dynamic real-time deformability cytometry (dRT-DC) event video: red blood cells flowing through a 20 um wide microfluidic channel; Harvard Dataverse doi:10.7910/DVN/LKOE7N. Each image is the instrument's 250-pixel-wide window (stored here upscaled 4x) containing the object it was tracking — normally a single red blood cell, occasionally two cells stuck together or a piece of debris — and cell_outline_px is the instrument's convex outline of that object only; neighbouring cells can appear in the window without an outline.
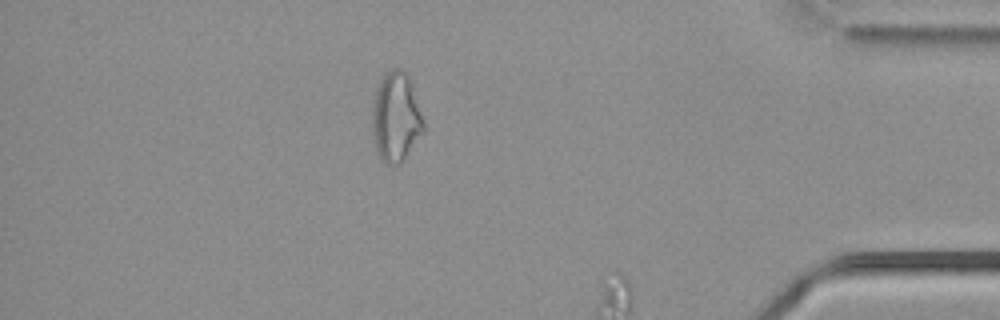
{"species": "common noctule bat (a hibernating species)", "species_latin": "Nyctalus noctula", "temperature_condition": "cold", "stored_images_in_passage": 36, "camera_frame_rate_fps": 3000, "um_per_image_px": 0.085, "animal": {"sex": "male", "body_mass_g": 21.5, "forearm_length_mm": 52.0}, "frame": {"image": 1, "passage_image": 35, "time_ms": 11.333, "image_size_px": [1000, 320], "cell_outline_px": [[424, 132], [404, 160], [400, 164], [388, 164], [376, 152], [372, 132], [372, 112], [376, 92], [380, 80], [392, 68], [404, 68], [412, 80], [424, 124]], "centroid_in_image_um": [33.68, 9.95], "position_along_channel_um": 401.5, "area_um2": 26.93}}